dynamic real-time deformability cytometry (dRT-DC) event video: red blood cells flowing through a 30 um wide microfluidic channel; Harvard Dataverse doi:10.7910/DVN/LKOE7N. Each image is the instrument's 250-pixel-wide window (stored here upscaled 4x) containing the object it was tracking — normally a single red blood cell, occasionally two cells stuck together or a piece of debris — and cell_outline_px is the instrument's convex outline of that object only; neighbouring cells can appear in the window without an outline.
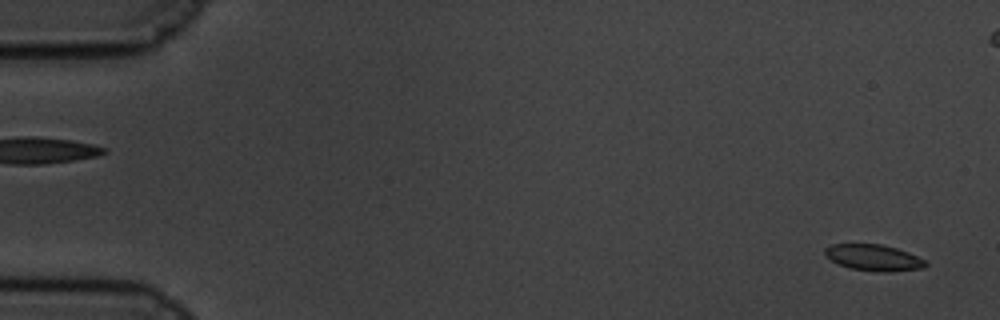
{"species": "common noctule bat (a hibernating species)", "species_latin": "Nyctalus noctula", "temperature_condition": "cold", "stored_images_in_passage": 60, "camera_frame_rate_fps": 3000, "um_per_image_px": 0.085, "animal": {"sex": "male", "body_mass_g": 19.5, "forearm_length_mm": 54.6}, "frame": {"image": 1, "passage_image": 2, "time_ms": 0.333, "image_size_px": [1000, 320], "cell_outline_px": [[928, 264], [924, 268], [888, 272], [880, 272], [848, 268], [824, 256], [824, 248], [832, 244], [880, 244], [896, 248], [908, 252], [924, 260]], "centroid_in_image_um": [74.24, 21.9], "position_along_channel_um": 10.8, "area_um2": 15.37}}
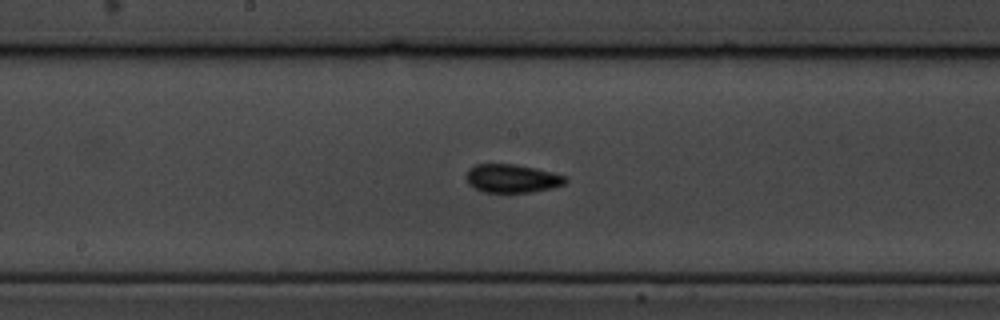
{"frame": {"image": 2, "passage_image": 31, "time_ms": 10.0, "image_size_px": [1000, 320], "cell_outline_px": [[568, 180], [564, 184], [552, 188], [532, 192], [484, 192], [468, 184], [468, 168], [476, 164], [516, 164], [536, 168], [568, 176]], "centroid_in_image_um": [43.57, 15.16], "position_along_channel_um": 204.6, "area_um2": 16.42}}
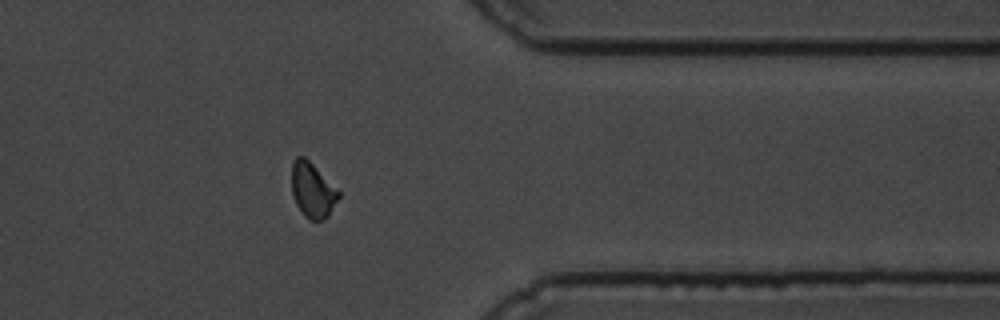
{"frame": {"image": 3, "passage_image": 48, "time_ms": 15.667, "image_size_px": [1000, 320], "cell_outline_px": [[340, 196], [328, 216], [324, 220], [308, 220], [300, 212], [292, 196], [292, 164], [296, 156], [304, 156], [340, 192]], "centroid_in_image_um": [26.54, 16.2], "position_along_channel_um": 384.9, "area_um2": 14.97}, "authors_computed_cell_mechanics": {"area_um2": 15.4615, "velocity_mm_per_s": 3.3714, "shape_relaxation_time_tau1_ms": 4.3256, "shape_relaxation_time_tau2_ms": 2.7086, "deformation_change_tau1": 0.0896, "deformation_change_tau2": 0.0625}}